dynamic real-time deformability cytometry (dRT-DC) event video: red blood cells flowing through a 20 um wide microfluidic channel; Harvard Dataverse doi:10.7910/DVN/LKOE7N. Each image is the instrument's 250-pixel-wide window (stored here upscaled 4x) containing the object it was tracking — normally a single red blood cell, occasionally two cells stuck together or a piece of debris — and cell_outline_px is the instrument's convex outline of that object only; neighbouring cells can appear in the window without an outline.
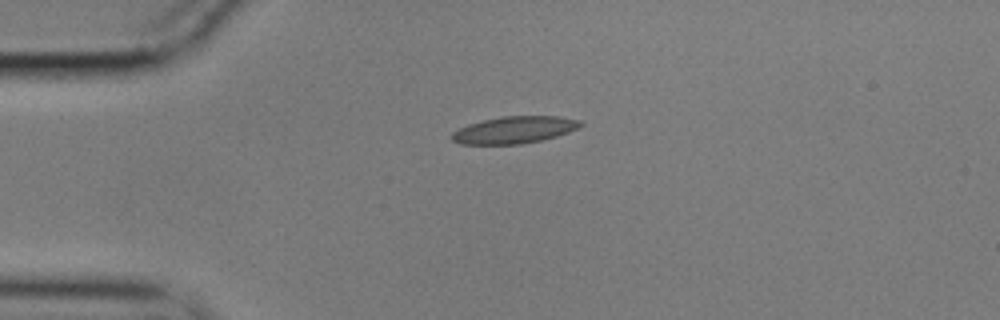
{"species": "common noctule bat (a hibernating species)", "species_latin": "Nyctalus noctula", "temperature_condition": "cold", "stored_images_in_passage": 41, "camera_frame_rate_fps": 3000, "um_per_image_px": 0.085, "animal": {"sex": "male", "body_mass_g": 17.9}, "frame": {"image": 1, "passage_image": 1, "time_ms": 0.0, "image_size_px": [1000, 320], "cell_outline_px": [[584, 124], [580, 128], [556, 136], [540, 140], [520, 144], [460, 144], [452, 140], [452, 132], [468, 124], [484, 120], [504, 116], [556, 116], [580, 120]], "centroid_in_image_um": [43.74, 11.04], "position_along_channel_um": 41.3, "area_um2": 20.11}}
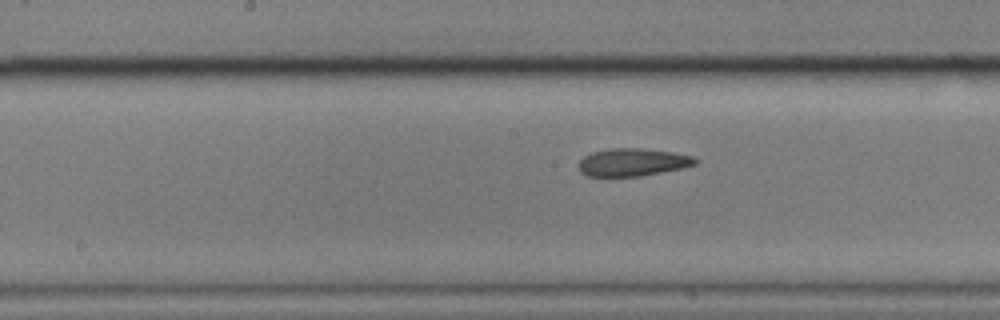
{"frame": {"image": 2, "passage_image": 16, "time_ms": 5.0, "image_size_px": [1000, 320], "cell_outline_px": [[700, 160], [696, 164], [680, 168], [640, 176], [588, 176], [580, 172], [580, 160], [584, 156], [592, 152], [608, 148], [640, 148], [672, 152], [692, 156]], "centroid_in_image_um": [53.77, 13.78], "position_along_channel_um": 194.4, "area_um2": 18.67}}
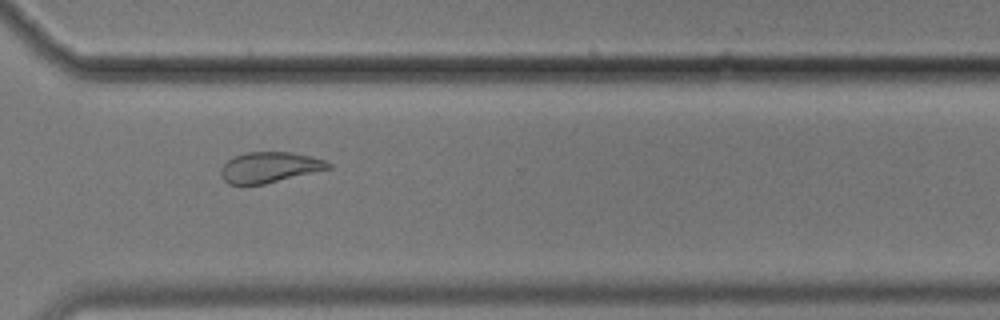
{"frame": {"image": 3, "passage_image": 29, "time_ms": 9.333, "image_size_px": [1000, 320], "cell_outline_px": [[332, 168], [264, 184], [228, 184], [220, 176], [220, 168], [228, 160], [236, 156], [248, 152], [292, 152], [324, 160], [332, 164]], "centroid_in_image_um": [22.9, 14.22], "position_along_channel_um": 347.7, "area_um2": 19.02}, "authors_computed_cell_mechanics": {"area_um2": 19.8254, "velocity_mm_per_s": 3.5429, "shape_relaxation_time_tau1_ms": 3.4403, "shape_relaxation_time_tau2_ms": 2.6017, "deformation_change_tau1": 0.1163, "deformation_change_tau2": 0.0864}}